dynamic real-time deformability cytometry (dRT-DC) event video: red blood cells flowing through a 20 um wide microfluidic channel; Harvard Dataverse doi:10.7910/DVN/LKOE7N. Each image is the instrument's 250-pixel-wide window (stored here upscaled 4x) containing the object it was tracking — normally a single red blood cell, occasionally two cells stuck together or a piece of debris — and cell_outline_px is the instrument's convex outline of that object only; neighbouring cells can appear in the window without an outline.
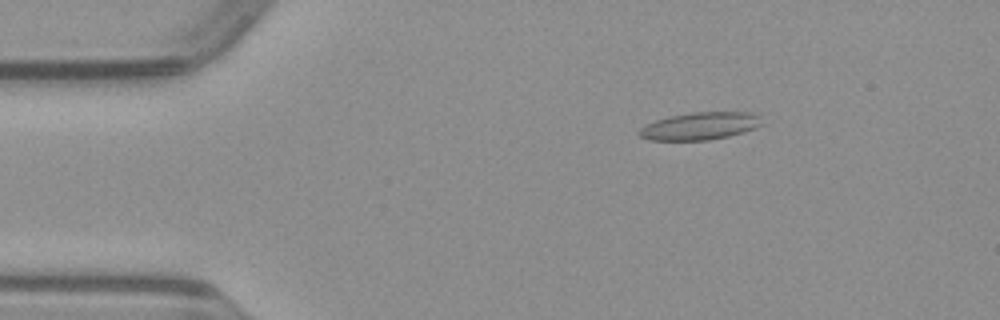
{"species": "common noctule bat (a hibernating species)", "species_latin": "Nyctalus noctula", "temperature_condition": "warm", "stored_images_in_passage": 51, "camera_frame_rate_fps": 3000, "um_per_image_px": 0.085, "animal": {"sex": "male", "body_mass_g": 23.1, "forearm_length_mm": 52.7}, "frame": {"image": 1, "passage_image": 8, "time_ms": 2.333, "image_size_px": [1000, 320], "cell_outline_px": [[764, 124], [756, 128], [744, 132], [728, 136], [708, 140], [648, 140], [640, 136], [636, 132], [640, 128], [656, 120], [668, 116], [692, 112], [752, 112], [760, 116]], "centroid_in_image_um": [59.53, 10.71], "position_along_channel_um": 25.5, "area_um2": 19.83}}
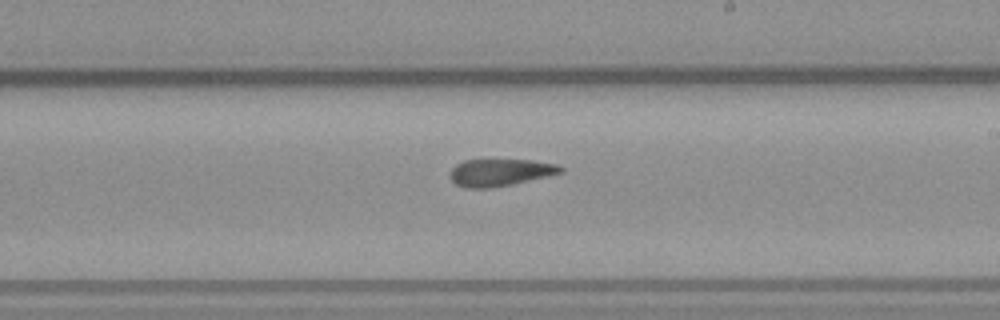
{"frame": {"image": 2, "passage_image": 29, "time_ms": 9.333, "image_size_px": [1000, 320], "cell_outline_px": [[564, 172], [548, 176], [512, 184], [488, 188], [464, 188], [456, 184], [448, 176], [452, 168], [456, 164], [464, 160], [532, 160], [556, 164], [564, 168]], "centroid_in_image_um": [42.5, 14.66], "position_along_channel_um": 246.5, "area_um2": 17.51}}
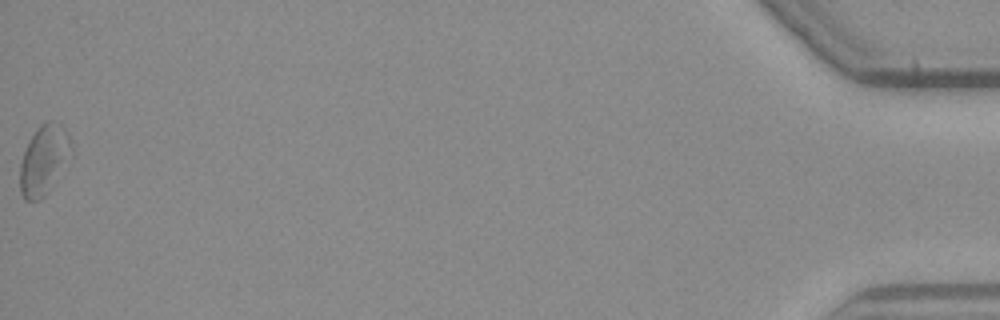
{"frame": {"image": 3, "passage_image": 51, "time_ms": 16.667, "image_size_px": [1000, 320], "cell_outline_px": [[72, 156], [52, 188], [40, 200], [24, 200], [20, 192], [20, 164], [24, 148], [36, 128], [44, 120], [52, 120], [60, 124], [68, 132], [72, 148]], "centroid_in_image_um": [3.75, 13.58], "position_along_channel_um": 431.5, "area_um2": 21.39}}